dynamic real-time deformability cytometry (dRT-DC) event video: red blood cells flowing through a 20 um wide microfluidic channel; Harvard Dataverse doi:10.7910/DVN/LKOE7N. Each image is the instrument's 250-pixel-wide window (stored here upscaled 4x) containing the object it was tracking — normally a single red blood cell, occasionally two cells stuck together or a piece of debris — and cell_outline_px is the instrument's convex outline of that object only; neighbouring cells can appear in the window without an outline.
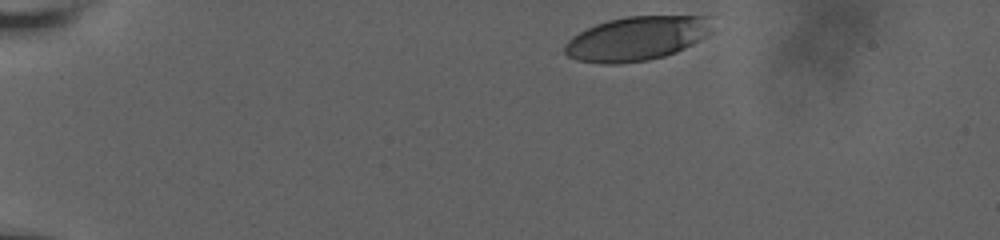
{"species": "human", "species_latin": "Homo sapiens", "temperature_condition": "room temperature", "stored_images_in_passage": 41, "camera_frame_rate_fps": 3000, "um_per_image_px": 0.085, "donor": {"sex": "male"}, "frame": {"image": 1, "passage_image": 1, "time_ms": 0.0, "image_size_px": [1000, 240], "cell_outline_px": [[712, 32], [692, 44], [676, 52], [664, 56], [648, 60], [616, 64], [600, 64], [576, 60], [568, 56], [564, 52], [564, 44], [572, 36], [596, 24], [608, 20], [628, 16], [708, 16]], "centroid_in_image_um": [54.08, 3.28], "position_along_channel_um": 30.9, "area_um2": 37.86}}
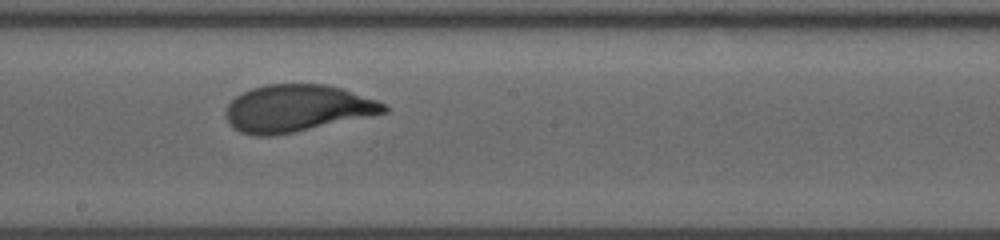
{"frame": {"image": 2, "passage_image": 23, "time_ms": 7.667, "image_size_px": [1000, 240], "cell_outline_px": [[388, 112], [292, 132], [272, 136], [256, 136], [240, 132], [232, 128], [228, 124], [224, 116], [224, 112], [228, 104], [236, 96], [252, 88], [264, 84], [324, 84], [340, 88], [376, 100], [384, 104], [388, 108]], "centroid_in_image_um": [25.17, 9.21], "position_along_channel_um": 223.0, "area_um2": 43.06}}
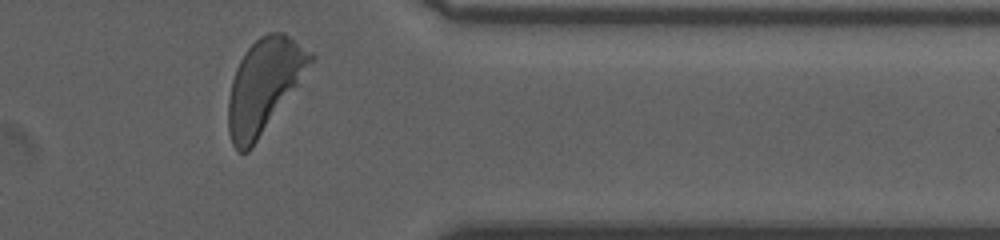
{"frame": {"image": 3, "passage_image": 41, "time_ms": 12.333, "image_size_px": [1000, 240], "cell_outline_px": [[316, 56], [252, 148], [248, 152], [236, 152], [232, 144], [228, 132], [228, 96], [232, 80], [236, 68], [244, 52], [260, 36], [268, 32], [284, 32], [312, 52]], "centroid_in_image_um": [22.4, 7.27], "position_along_channel_um": 389.0, "area_um2": 43.99}, "authors_computed_cell_mechanics": {"area_um2": 43.1766, "velocity_mm_per_s": 3.7412, "shape_relaxation_time_tau1_ms": 3.3801, "shape_relaxation_time_tau2_ms": null, "deformation_change_tau1": 0.166, "deformation_change_tau2": null}}